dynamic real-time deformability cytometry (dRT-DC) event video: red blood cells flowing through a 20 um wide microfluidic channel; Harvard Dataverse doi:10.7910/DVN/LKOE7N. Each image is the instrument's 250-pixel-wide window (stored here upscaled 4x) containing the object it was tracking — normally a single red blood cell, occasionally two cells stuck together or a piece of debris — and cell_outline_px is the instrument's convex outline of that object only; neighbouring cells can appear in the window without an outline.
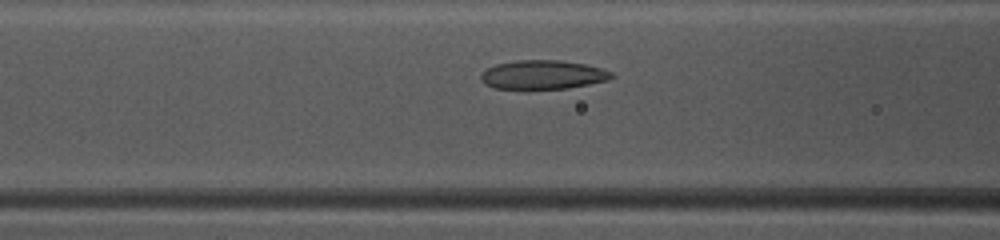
{"species": "common noctule bat (a hibernating species)", "species_latin": "Nyctalus noctula", "temperature_condition": "warm", "stored_images_in_passage": 29, "camera_frame_rate_fps": 3000, "um_per_image_px": 0.085, "animal": {"sex": "female", "body_mass_g": 10.0, "forearm_length_mm": 53.1}, "frame": {"image": 1, "passage_image": 6, "time_ms": 1.667, "image_size_px": [1000, 240], "cell_outline_px": [[616, 76], [608, 80], [568, 88], [528, 92], [496, 88], [484, 84], [480, 80], [480, 72], [496, 64], [516, 60], [560, 60], [584, 64], [600, 68], [612, 72]], "centroid_in_image_um": [46.08, 6.4], "position_along_channel_um": 120.5, "area_um2": 22.95}}
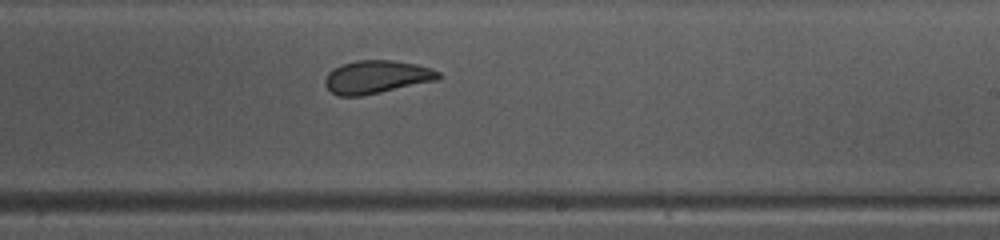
{"frame": {"image": 2, "passage_image": 16, "time_ms": 5.0, "image_size_px": [1000, 240], "cell_outline_px": [[444, 76], [440, 80], [360, 96], [340, 96], [332, 92], [324, 84], [324, 80], [328, 72], [332, 68], [340, 64], [356, 60], [392, 60], [416, 64], [432, 68], [440, 72]], "centroid_in_image_um": [32.04, 6.53], "position_along_channel_um": 257.0, "area_um2": 22.14}}
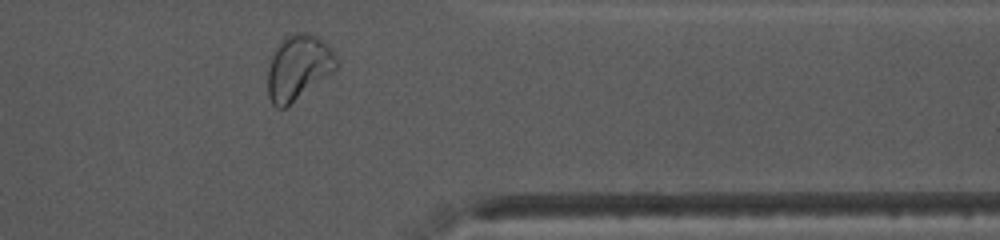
{"frame": {"image": 3, "passage_image": 26, "time_ms": 8.333, "image_size_px": [1000, 240], "cell_outline_px": [[340, 64], [332, 72], [284, 108], [276, 108], [272, 104], [268, 96], [268, 68], [272, 48], [280, 40], [296, 32], [304, 32], [316, 36], [336, 56]], "centroid_in_image_um": [25.3, 5.72], "position_along_channel_um": 386.1, "area_um2": 25.78}, "authors_computed_cell_mechanics": {"area_um2": 22.3686, "velocity_mm_per_s": 4.0826, "shape_relaxation_time_tau1_ms": 5.334, "shape_relaxation_time_tau2_ms": 1.1897, "deformation_change_tau1": 0.1581, "deformation_change_tau2": 0.0784}}